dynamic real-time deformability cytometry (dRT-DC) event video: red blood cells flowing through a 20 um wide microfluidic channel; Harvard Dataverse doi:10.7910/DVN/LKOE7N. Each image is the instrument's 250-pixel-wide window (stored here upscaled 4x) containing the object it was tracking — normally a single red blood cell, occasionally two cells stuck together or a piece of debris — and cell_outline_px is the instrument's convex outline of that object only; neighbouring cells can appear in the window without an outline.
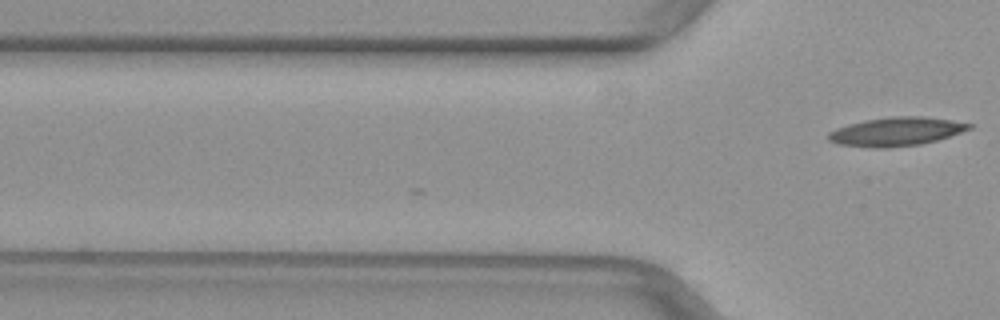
{"species": "common noctule bat (a hibernating species)", "species_latin": "Nyctalus noctula", "temperature_condition": "warm", "stored_images_in_passage": 4, "camera_frame_rate_fps": 3000, "um_per_image_px": 0.085, "animal": {"sex": "female", "body_mass_g": 29.2, "forearm_length_mm": 56.3}, "frame": {"image": 1, "passage_image": 4, "time_ms": 1.0, "image_size_px": [1000, 320], "cell_outline_px": [[972, 128], [936, 140], [920, 144], [888, 148], [872, 148], [836, 144], [828, 140], [828, 132], [836, 128], [848, 124], [864, 120], [892, 116], [920, 116], [952, 120], [972, 124]], "centroid_in_image_um": [76.12, 11.19], "position_along_channel_um": 49.7, "area_um2": 23.52}}